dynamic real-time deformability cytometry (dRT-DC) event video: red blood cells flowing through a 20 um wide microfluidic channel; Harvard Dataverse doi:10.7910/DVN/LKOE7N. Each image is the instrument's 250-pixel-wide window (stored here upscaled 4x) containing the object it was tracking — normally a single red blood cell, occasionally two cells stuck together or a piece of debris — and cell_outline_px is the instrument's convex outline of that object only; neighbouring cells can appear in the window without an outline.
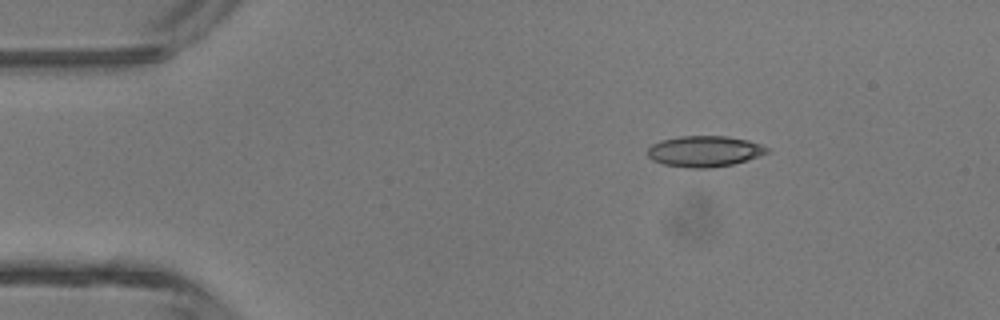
{"species": "common noctule bat (a hibernating species)", "species_latin": "Nyctalus noctula", "temperature_condition": "room temperature", "stored_images_in_passage": 4, "camera_frame_rate_fps": 3000, "um_per_image_px": 0.085, "animal": {"sex": "male", "body_mass_g": 13.3}, "frame": {"image": 1, "passage_image": 1, "time_ms": 0.0, "image_size_px": [1000, 320], "cell_outline_px": [[768, 152], [760, 156], [732, 164], [712, 168], [688, 168], [664, 164], [652, 160], [648, 156], [648, 148], [652, 144], [660, 140], [680, 136], [728, 136], [748, 140], [760, 144], [768, 148]], "centroid_in_image_um": [59.87, 12.86], "position_along_channel_um": 25.1, "area_um2": 21.56}}
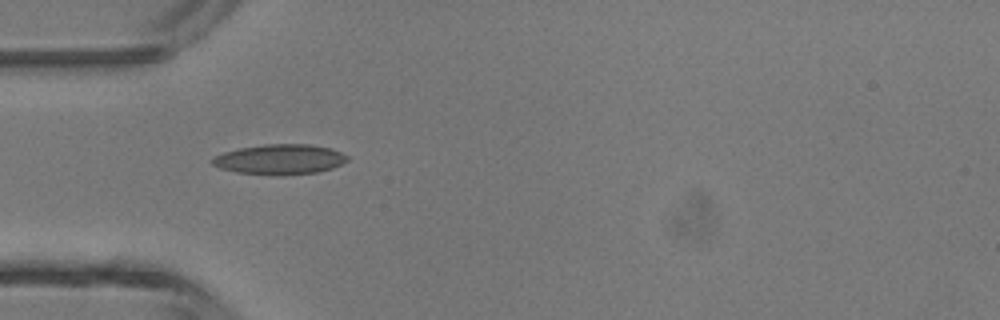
{"frame": {"image": 2, "passage_image": 3, "time_ms": 0.667, "image_size_px": [1000, 320], "cell_outline_px": [[348, 160], [332, 168], [316, 172], [280, 176], [236, 172], [220, 168], [212, 164], [208, 160], [224, 152], [240, 148], [264, 144], [312, 144], [332, 148], [348, 156]], "centroid_in_image_um": [23.78, 13.54], "position_along_channel_um": 61.2, "area_um2": 23.81}}
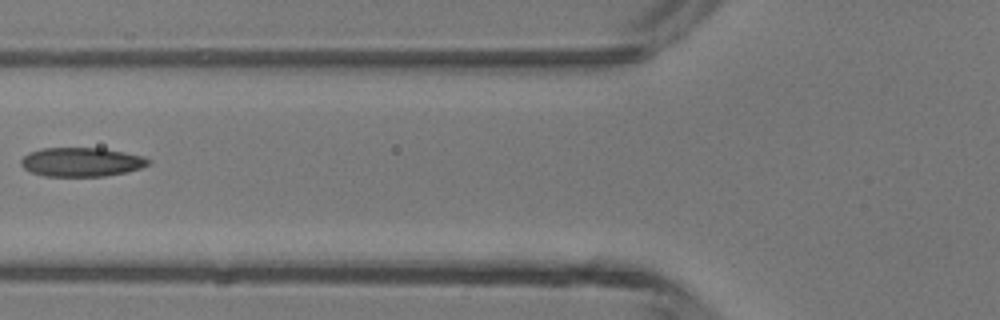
{"frame": {"image": 3, "passage_image": 4, "time_ms": 1.0, "image_size_px": [1000, 320], "cell_outline_px": [[152, 160], [148, 164], [140, 168], [128, 172], [104, 176], [44, 176], [32, 172], [24, 168], [20, 164], [20, 160], [28, 152], [44, 148], [104, 148], [144, 156]], "centroid_in_image_um": [6.93, 13.77], "position_along_channel_um": 118.9, "area_um2": 21.62}}